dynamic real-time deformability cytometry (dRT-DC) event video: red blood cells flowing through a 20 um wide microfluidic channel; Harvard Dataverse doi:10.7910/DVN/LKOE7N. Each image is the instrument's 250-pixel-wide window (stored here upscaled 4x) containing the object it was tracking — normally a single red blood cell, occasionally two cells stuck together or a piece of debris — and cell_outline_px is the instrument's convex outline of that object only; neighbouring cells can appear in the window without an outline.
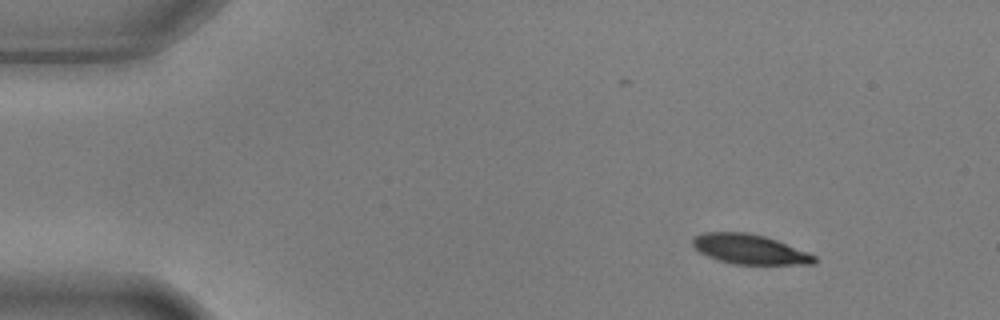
{"species": "common noctule bat (a hibernating species)", "species_latin": "Nyctalus noctula", "temperature_condition": "warm", "stored_images_in_passage": 3, "camera_frame_rate_fps": 3000, "um_per_image_px": 0.085, "animal": {"sex": "male", "body_mass_g": 17.9, "forearm_length_mm": 54.2}, "frame": {"image": 1, "passage_image": 1, "time_ms": 0.0, "image_size_px": [1000, 320], "cell_outline_px": [[816, 264], [732, 264], [708, 256], [700, 252], [692, 244], [692, 236], [704, 232], [748, 232], [764, 236], [776, 240], [808, 252], [816, 256]], "centroid_in_image_um": [63.71, 21.18], "position_along_channel_um": 21.3, "area_um2": 21.04}}